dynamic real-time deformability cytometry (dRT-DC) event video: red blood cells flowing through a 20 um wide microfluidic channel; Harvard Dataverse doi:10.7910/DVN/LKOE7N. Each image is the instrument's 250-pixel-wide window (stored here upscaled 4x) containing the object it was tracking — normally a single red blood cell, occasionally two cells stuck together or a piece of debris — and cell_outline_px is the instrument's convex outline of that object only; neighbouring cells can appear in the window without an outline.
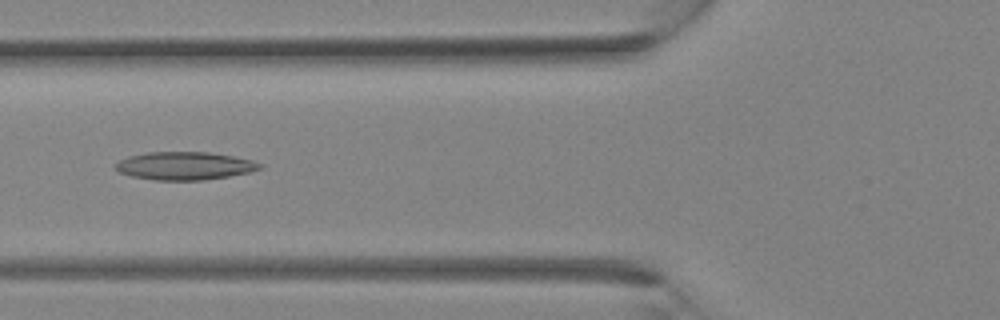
{"species": "Egyptian fruit bat (a non-hibernating species)", "species_latin": "Rousettus aegyptiacus", "temperature_condition": "room temperature", "stored_images_in_passage": 27, "camera_frame_rate_fps": 3000, "um_per_image_px": 0.085, "animal": {"sex": "female"}, "frame": {"image": 1, "passage_image": 7, "time_ms": 2.0, "image_size_px": [1000, 320], "cell_outline_px": [[264, 168], [248, 172], [228, 176], [204, 180], [152, 180], [132, 176], [116, 172], [112, 168], [120, 160], [128, 156], [148, 152], [208, 152], [232, 156], [252, 160], [264, 164]], "centroid_in_image_um": [15.67, 14.1], "position_along_channel_um": 110.1, "area_um2": 23.7}}
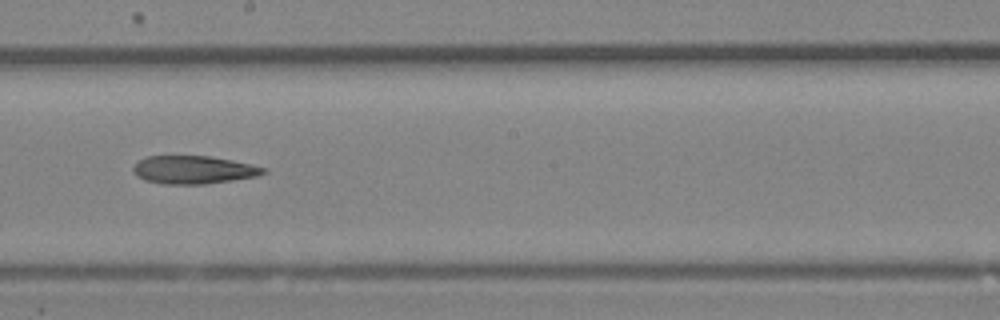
{"frame": {"image": 2, "passage_image": 13, "time_ms": 4.0, "image_size_px": [1000, 320], "cell_outline_px": [[268, 172], [256, 176], [232, 180], [204, 184], [164, 184], [144, 180], [136, 176], [132, 172], [132, 168], [140, 160], [148, 156], [208, 156], [232, 160], [268, 168]], "centroid_in_image_um": [16.45, 14.43], "position_along_channel_um": 231.8, "area_um2": 21.27}}
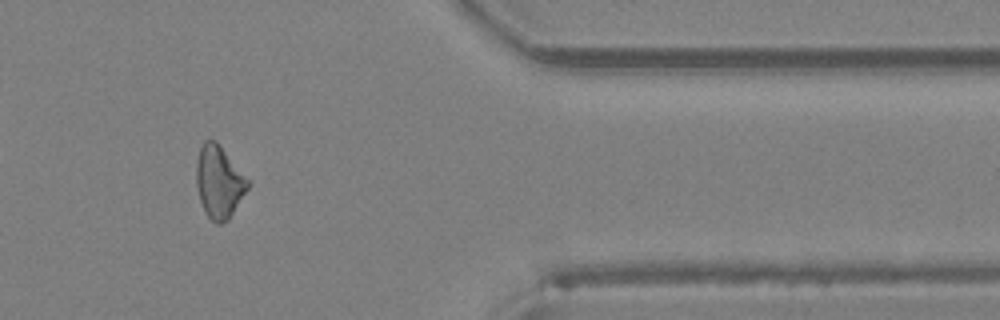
{"frame": {"image": 3, "passage_image": 22, "time_ms": 7.0, "image_size_px": [1000, 320], "cell_outline_px": [[248, 188], [228, 220], [220, 224], [216, 224], [208, 216], [200, 200], [196, 184], [196, 160], [200, 148], [204, 140], [216, 140], [248, 180]], "centroid_in_image_um": [18.59, 15.46], "position_along_channel_um": 392.8, "area_um2": 21.33}}